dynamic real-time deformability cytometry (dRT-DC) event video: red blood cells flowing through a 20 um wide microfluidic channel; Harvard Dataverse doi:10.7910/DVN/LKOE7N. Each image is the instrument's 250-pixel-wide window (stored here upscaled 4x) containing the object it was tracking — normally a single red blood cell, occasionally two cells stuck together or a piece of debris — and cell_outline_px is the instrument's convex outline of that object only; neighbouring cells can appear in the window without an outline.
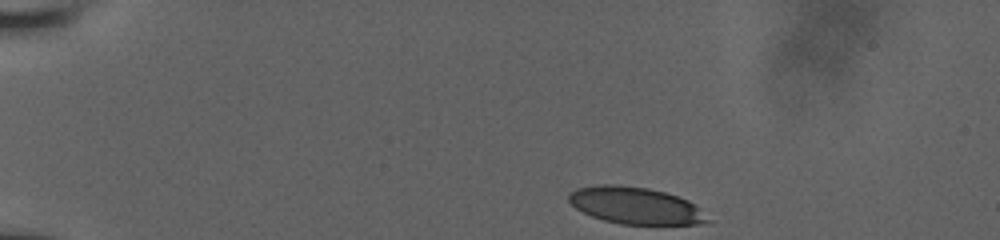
{"species": "human", "species_latin": "Homo sapiens", "temperature_condition": "room temperature", "stored_images_in_passage": 10, "camera_frame_rate_fps": 3000, "um_per_image_px": 0.085, "donor": {"sex": "male"}, "frame": {"image": 1, "passage_image": 1, "time_ms": 0.0, "image_size_px": [1000, 240], "cell_outline_px": [[712, 220], [700, 224], [620, 224], [604, 220], [592, 216], [576, 208], [568, 200], [568, 196], [576, 188], [596, 184], [620, 184], [648, 188], [664, 192], [688, 200]], "centroid_in_image_um": [53.99, 17.46], "position_along_channel_um": 31.0, "area_um2": 29.71}}